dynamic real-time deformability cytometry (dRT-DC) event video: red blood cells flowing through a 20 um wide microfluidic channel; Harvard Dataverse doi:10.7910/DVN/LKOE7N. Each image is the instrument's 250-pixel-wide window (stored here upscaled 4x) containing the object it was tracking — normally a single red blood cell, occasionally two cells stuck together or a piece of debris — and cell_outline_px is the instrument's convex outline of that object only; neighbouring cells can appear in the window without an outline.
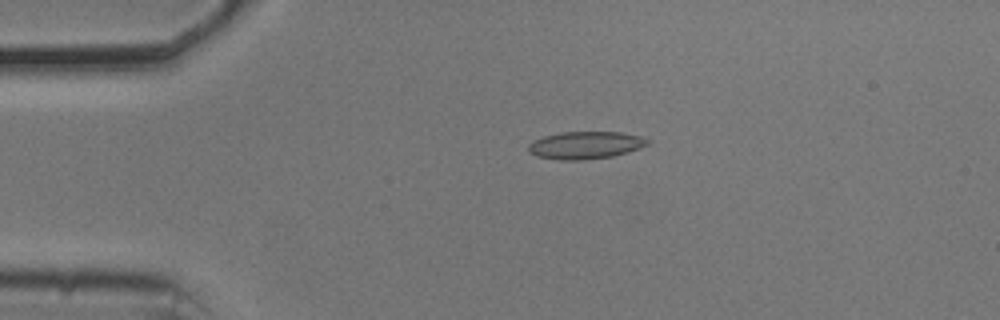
{"species": "common noctule bat (a hibernating species)", "species_latin": "Nyctalus noctula", "temperature_condition": "cold", "stored_images_in_passage": 55, "camera_frame_rate_fps": 3000, "um_per_image_px": 0.085, "animal": {"sex": "male", "body_mass_g": 20.5, "forearm_length_mm": 52.5}, "frame": {"image": 1, "passage_image": 12, "time_ms": 3.667, "image_size_px": [1000, 320], "cell_outline_px": [[652, 140], [648, 144], [640, 148], [612, 156], [580, 160], [560, 160], [536, 156], [528, 152], [528, 144], [544, 136], [564, 132], [620, 132], [640, 136]], "centroid_in_image_um": [49.77, 12.34], "position_along_channel_um": 35.2, "area_um2": 18.96}}
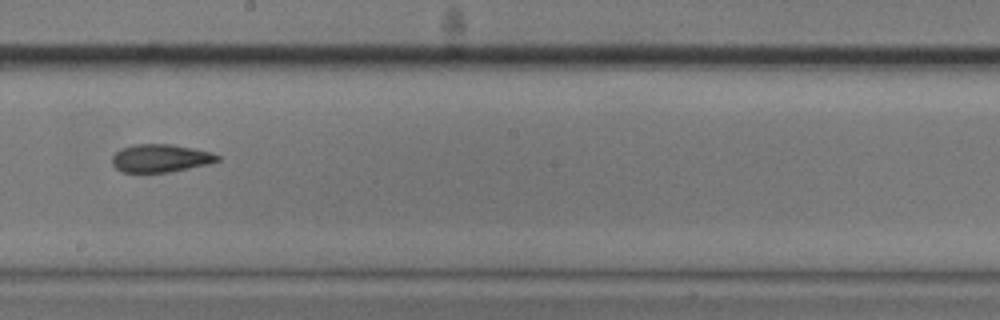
{"frame": {"image": 2, "passage_image": 31, "time_ms": 10.0, "image_size_px": [1000, 320], "cell_outline_px": [[220, 160], [208, 164], [172, 172], [120, 172], [112, 164], [112, 156], [120, 148], [132, 144], [172, 144], [212, 152], [220, 156]], "centroid_in_image_um": [13.63, 13.44], "position_along_channel_um": 234.6, "area_um2": 17.34}}
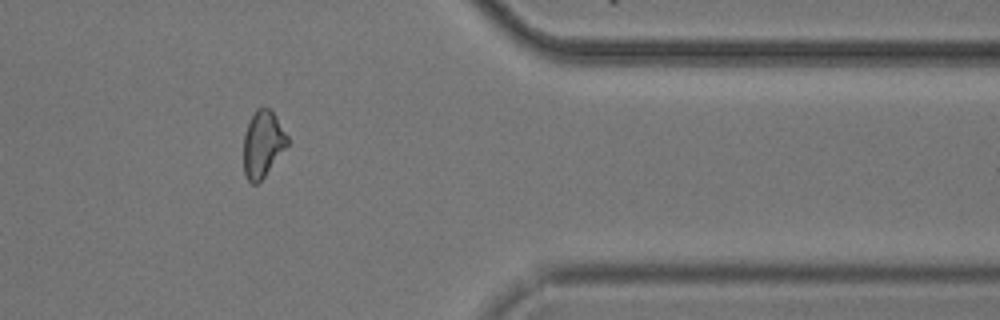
{"frame": {"image": 3, "passage_image": 45, "time_ms": 14.667, "image_size_px": [1000, 320], "cell_outline_px": [[288, 144], [264, 176], [256, 184], [252, 184], [248, 180], [244, 172], [244, 136], [248, 124], [256, 108], [268, 108], [276, 116], [288, 136]], "centroid_in_image_um": [22.33, 12.23], "position_along_channel_um": 389.1, "area_um2": 16.59}, "authors_computed_cell_mechanics": {"area_um2": 18.3226, "velocity_mm_per_s": 3.7195, "shape_relaxation_time_tau1_ms": null, "shape_relaxation_time_tau2_ms": 4.7549, "deformation_change_tau1": null, "deformation_change_tau2": 0.1195}}